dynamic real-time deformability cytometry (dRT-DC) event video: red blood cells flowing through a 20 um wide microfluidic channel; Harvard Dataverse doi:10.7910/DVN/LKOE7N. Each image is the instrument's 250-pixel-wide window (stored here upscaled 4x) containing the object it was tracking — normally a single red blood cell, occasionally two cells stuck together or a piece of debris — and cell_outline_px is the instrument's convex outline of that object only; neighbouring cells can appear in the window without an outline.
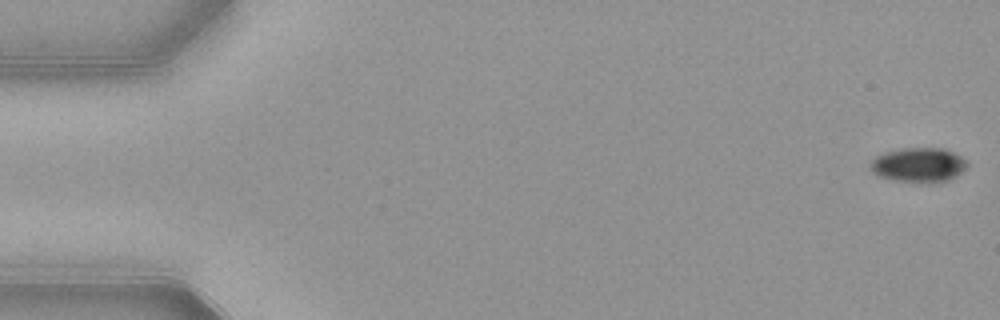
{"species": "common noctule bat (a hibernating species)", "species_latin": "Nyctalus noctula", "temperature_condition": "warm", "stored_images_in_passage": 17, "camera_frame_rate_fps": 3000, "um_per_image_px": 0.085, "animal": {"sex": "female", "body_mass_g": 21.9}, "frame": {"image": 1, "passage_image": 1, "time_ms": 0.0, "image_size_px": [1000, 320], "cell_outline_px": [[968, 164], [956, 176], [948, 180], [932, 184], [920, 184], [892, 180], [876, 176], [868, 168], [868, 160], [884, 152], [904, 148], [944, 148], [968, 160]], "centroid_in_image_um": [78.01, 14.05], "position_along_channel_um": 7.0, "area_um2": 20.17}}
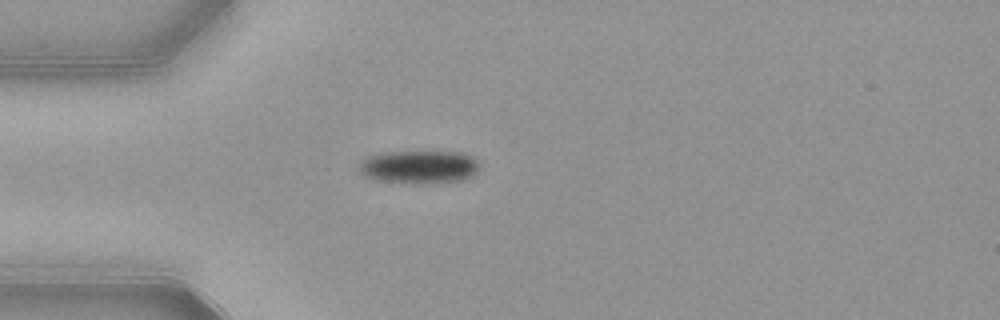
{"frame": {"image": 2, "passage_image": 15, "time_ms": 4.667, "image_size_px": [1000, 320], "cell_outline_px": [[480, 164], [476, 172], [472, 176], [460, 180], [440, 184], [412, 184], [376, 180], [364, 176], [360, 172], [360, 164], [368, 156], [388, 152], [460, 152], [472, 156]], "centroid_in_image_um": [35.66, 14.22], "position_along_channel_um": 49.3, "area_um2": 23.47}}